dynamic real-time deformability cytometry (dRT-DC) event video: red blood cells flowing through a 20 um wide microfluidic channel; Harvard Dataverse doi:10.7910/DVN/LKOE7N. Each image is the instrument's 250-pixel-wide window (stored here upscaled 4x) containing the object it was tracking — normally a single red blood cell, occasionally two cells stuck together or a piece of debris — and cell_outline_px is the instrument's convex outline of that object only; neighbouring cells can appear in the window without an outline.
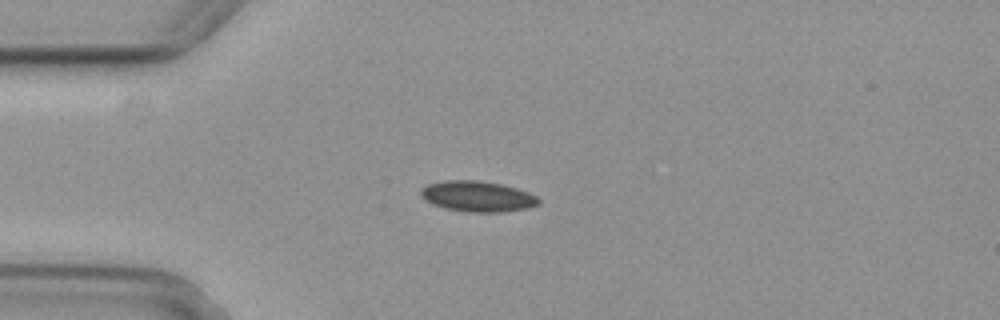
{"species": "common noctule bat (a hibernating species)", "species_latin": "Nyctalus noctula", "temperature_condition": "cold", "stored_images_in_passage": 4, "camera_frame_rate_fps": 3000, "um_per_image_px": 0.085, "animal": {"sex": "female", "body_mass_g": 29.2, "forearm_length_mm": 56.3}, "frame": {"image": 1, "passage_image": 2, "time_ms": 0.333, "image_size_px": [1000, 320], "cell_outline_px": [[540, 200], [536, 204], [528, 208], [504, 212], [468, 212], [444, 208], [432, 204], [424, 200], [420, 196], [420, 188], [428, 184], [444, 180], [476, 180], [500, 184], [516, 188], [528, 192], [536, 196]], "centroid_in_image_um": [40.53, 16.69], "position_along_channel_um": 44.5, "area_um2": 21.1}}
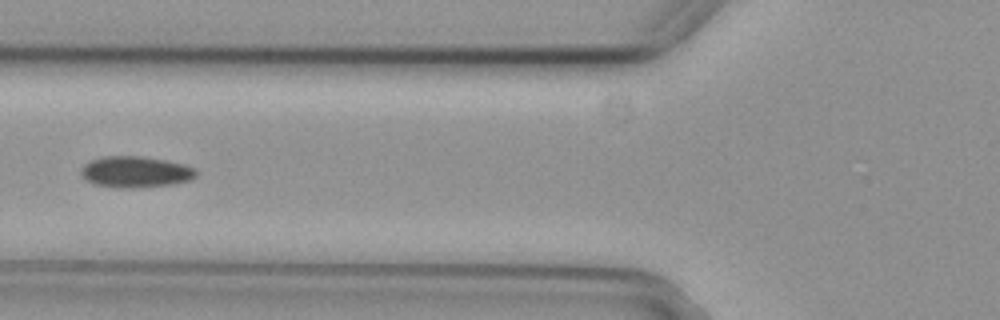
{"frame": {"image": 2, "passage_image": 4, "time_ms": 1.0, "image_size_px": [1000, 320], "cell_outline_px": [[196, 176], [192, 180], [176, 184], [132, 188], [120, 188], [92, 184], [80, 176], [80, 168], [84, 164], [92, 160], [104, 156], [140, 156], [164, 160], [184, 164], [196, 168]], "centroid_in_image_um": [11.51, 14.62], "position_along_channel_um": 114.3, "area_um2": 21.21}}